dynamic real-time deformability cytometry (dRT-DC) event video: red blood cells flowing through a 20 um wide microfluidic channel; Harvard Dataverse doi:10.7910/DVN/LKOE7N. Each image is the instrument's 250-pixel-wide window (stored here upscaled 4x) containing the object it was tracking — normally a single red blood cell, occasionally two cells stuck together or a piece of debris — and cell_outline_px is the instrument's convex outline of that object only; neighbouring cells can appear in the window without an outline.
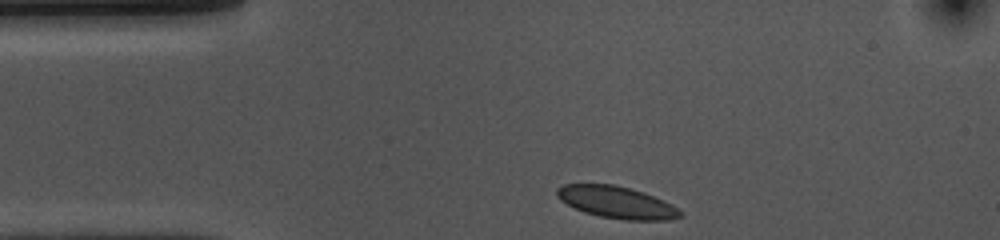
{"species": "common noctule bat (a hibernating species)", "species_latin": "Nyctalus noctula", "temperature_condition": "cold", "stored_images_in_passage": 34, "camera_frame_rate_fps": 3000, "um_per_image_px": 0.085, "animal": {"sex": "female", "body_mass_g": 10.0, "forearm_length_mm": 53.1}, "frame": {"image": 1, "passage_image": 1, "time_ms": 0.0, "image_size_px": [1000, 240], "cell_outline_px": [[684, 216], [668, 220], [624, 220], [600, 216], [584, 212], [560, 200], [556, 196], [556, 188], [564, 184], [612, 184], [644, 192], [664, 200], [672, 204], [684, 212]], "centroid_in_image_um": [52.45, 17.2], "position_along_channel_um": 32.5, "area_um2": 23.06}}
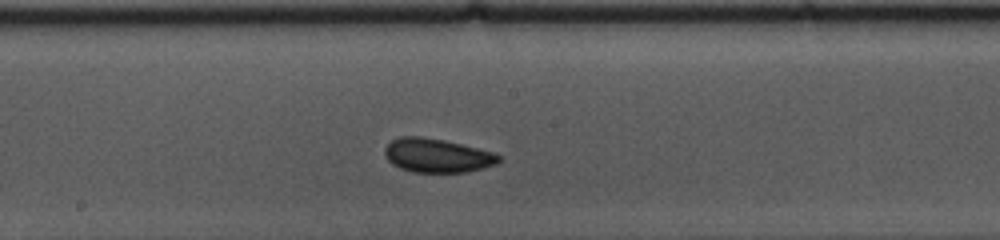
{"frame": {"image": 2, "passage_image": 19, "time_ms": 6.0, "image_size_px": [1000, 240], "cell_outline_px": [[500, 160], [496, 164], [484, 168], [464, 172], [412, 172], [400, 168], [392, 164], [384, 156], [384, 148], [392, 140], [400, 136], [420, 136], [444, 140], [496, 152], [500, 156]], "centroid_in_image_um": [37.15, 13.21], "position_along_channel_um": 211.1, "area_um2": 22.66}}
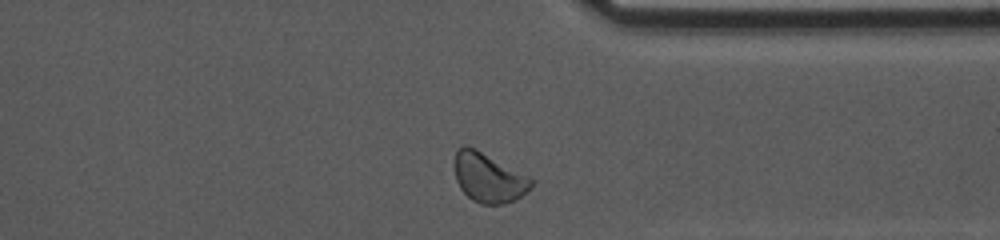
{"frame": {"image": 3, "passage_image": 33, "time_ms": 10.667, "image_size_px": [1000, 240], "cell_outline_px": [[532, 188], [520, 196], [504, 204], [480, 204], [472, 200], [460, 188], [456, 180], [452, 164], [456, 148], [464, 144], [476, 148], [528, 176], [532, 180]], "centroid_in_image_um": [41.45, 15.07], "position_along_channel_um": 369.9, "area_um2": 22.31}, "authors_computed_cell_mechanics": {"area_um2": 22.1374, "velocity_mm_per_s": 3.4914, "shape_relaxation_time_tau1_ms": 4.7998, "shape_relaxation_time_tau2_ms": null, "deformation_change_tau1": 0.0568, "deformation_change_tau2": null}}